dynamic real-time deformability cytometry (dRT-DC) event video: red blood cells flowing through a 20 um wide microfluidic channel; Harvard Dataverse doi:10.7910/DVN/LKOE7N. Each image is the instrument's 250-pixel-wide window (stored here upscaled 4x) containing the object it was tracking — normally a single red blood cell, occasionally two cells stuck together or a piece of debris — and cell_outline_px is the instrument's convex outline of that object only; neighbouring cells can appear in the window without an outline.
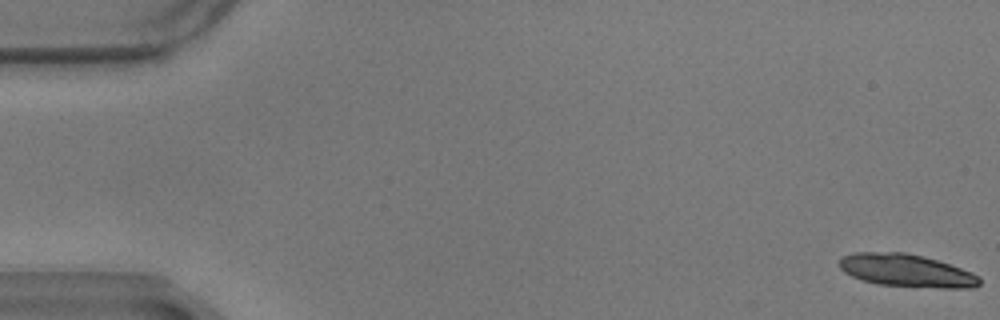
{"species": "common noctule bat (a hibernating species)", "species_latin": "Nyctalus noctula", "temperature_condition": "warm", "stored_images_in_passage": 11, "camera_frame_rate_fps": 3000, "um_per_image_px": 0.085, "animal": {"sex": "male", "body_mass_g": 17.9}, "frame": {"image": 1, "passage_image": 1, "time_ms": 0.0, "image_size_px": [1000, 320], "cell_outline_px": [[980, 284], [972, 288], [940, 288], [876, 284], [852, 276], [844, 272], [840, 268], [840, 260], [844, 256], [856, 252], [908, 252], [924, 256], [972, 272], [980, 276]], "centroid_in_image_um": [77.07, 23.0], "position_along_channel_um": 7.9, "area_um2": 26.65}}